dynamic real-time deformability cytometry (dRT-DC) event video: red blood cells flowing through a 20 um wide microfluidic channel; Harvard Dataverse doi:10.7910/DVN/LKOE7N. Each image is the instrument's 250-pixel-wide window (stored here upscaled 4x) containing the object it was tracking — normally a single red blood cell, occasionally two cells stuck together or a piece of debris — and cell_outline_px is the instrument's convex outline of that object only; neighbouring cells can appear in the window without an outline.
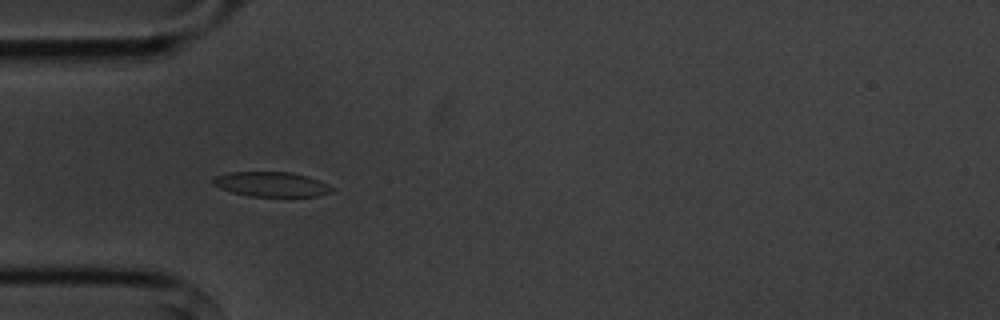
{"species": "common noctule bat (a hibernating species)", "species_latin": "Nyctalus noctula", "temperature_condition": "cold", "stored_images_in_passage": 10, "camera_frame_rate_fps": 3000, "um_per_image_px": 0.085, "animal": {"sex": "male", "body_mass_g": 20.1, "forearm_length_mm": 53.5}, "frame": {"image": 1, "passage_image": 5, "time_ms": 4.667, "image_size_px": [1000, 320], "cell_outline_px": [[332, 192], [316, 196], [248, 196], [232, 192], [220, 188], [212, 184], [212, 180], [216, 176], [232, 172], [288, 172], [308, 176], [320, 180], [328, 184], [332, 188]], "centroid_in_image_um": [23.07, 15.66], "position_along_channel_um": 61.9, "area_um2": 17.05}}
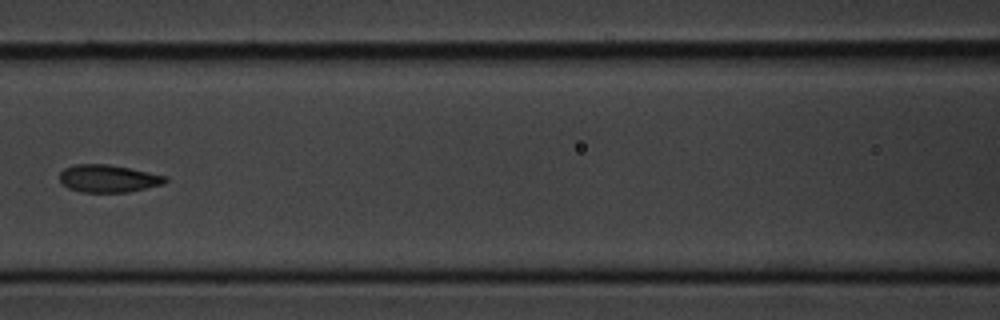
{"frame": {"image": 2, "passage_image": 7, "time_ms": 7.333, "image_size_px": [1000, 320], "cell_outline_px": [[168, 180], [164, 184], [128, 192], [84, 192], [68, 188], [60, 184], [60, 172], [64, 168], [76, 164], [108, 164], [168, 176]], "centroid_in_image_um": [9.19, 15.18], "position_along_channel_um": 157.4, "area_um2": 16.99}}
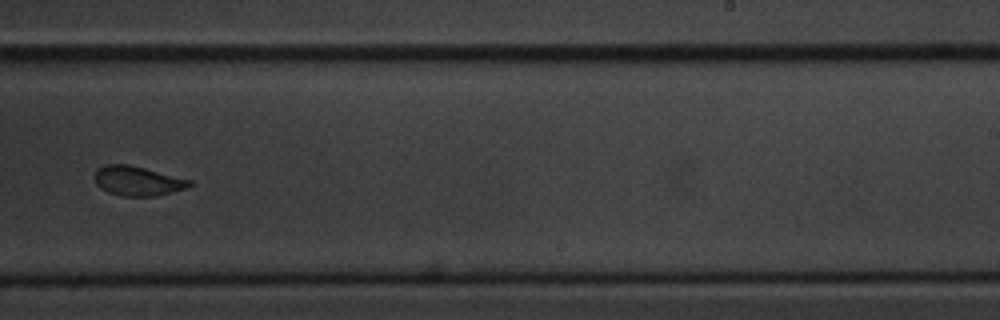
{"frame": {"image": 3, "passage_image": 10, "time_ms": 10.667, "image_size_px": [1000, 320], "cell_outline_px": [[192, 184], [188, 188], [172, 192], [152, 196], [120, 196], [108, 192], [100, 188], [96, 184], [92, 176], [96, 168], [104, 164], [128, 164], [192, 180]], "centroid_in_image_um": [11.64, 15.37], "position_along_channel_um": 277.4, "area_um2": 16.53}}